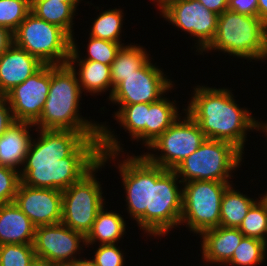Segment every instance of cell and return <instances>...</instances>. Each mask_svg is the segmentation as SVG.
Returning a JSON list of instances; mask_svg holds the SVG:
<instances>
[{"instance_id":"obj_13","label":"cell","mask_w":267,"mask_h":266,"mask_svg":"<svg viewBox=\"0 0 267 266\" xmlns=\"http://www.w3.org/2000/svg\"><path fill=\"white\" fill-rule=\"evenodd\" d=\"M162 17L182 31L197 38L196 49L203 50L212 42L217 30L218 14L197 0H177L161 11ZM199 47V48H198Z\"/></svg>"},{"instance_id":"obj_36","label":"cell","mask_w":267,"mask_h":266,"mask_svg":"<svg viewBox=\"0 0 267 266\" xmlns=\"http://www.w3.org/2000/svg\"><path fill=\"white\" fill-rule=\"evenodd\" d=\"M228 10L258 17V0H228Z\"/></svg>"},{"instance_id":"obj_6","label":"cell","mask_w":267,"mask_h":266,"mask_svg":"<svg viewBox=\"0 0 267 266\" xmlns=\"http://www.w3.org/2000/svg\"><path fill=\"white\" fill-rule=\"evenodd\" d=\"M178 179L174 170L151 163L150 210L136 221L144 233L165 236L172 228L180 226L183 189L177 185L178 182L182 184Z\"/></svg>"},{"instance_id":"obj_14","label":"cell","mask_w":267,"mask_h":266,"mask_svg":"<svg viewBox=\"0 0 267 266\" xmlns=\"http://www.w3.org/2000/svg\"><path fill=\"white\" fill-rule=\"evenodd\" d=\"M50 78L51 65H43L6 94L15 121L35 124L39 120L49 93Z\"/></svg>"},{"instance_id":"obj_15","label":"cell","mask_w":267,"mask_h":266,"mask_svg":"<svg viewBox=\"0 0 267 266\" xmlns=\"http://www.w3.org/2000/svg\"><path fill=\"white\" fill-rule=\"evenodd\" d=\"M132 156L119 161L117 169L127 195V212L137 221L150 210L151 162L144 155Z\"/></svg>"},{"instance_id":"obj_4","label":"cell","mask_w":267,"mask_h":266,"mask_svg":"<svg viewBox=\"0 0 267 266\" xmlns=\"http://www.w3.org/2000/svg\"><path fill=\"white\" fill-rule=\"evenodd\" d=\"M82 93L75 70L68 63L51 65L49 93L34 124L36 129L102 132L101 124L78 113Z\"/></svg>"},{"instance_id":"obj_12","label":"cell","mask_w":267,"mask_h":266,"mask_svg":"<svg viewBox=\"0 0 267 266\" xmlns=\"http://www.w3.org/2000/svg\"><path fill=\"white\" fill-rule=\"evenodd\" d=\"M81 243L86 247V237L63 223L35 228V256L50 265H68L77 260L76 255L83 247Z\"/></svg>"},{"instance_id":"obj_8","label":"cell","mask_w":267,"mask_h":266,"mask_svg":"<svg viewBox=\"0 0 267 266\" xmlns=\"http://www.w3.org/2000/svg\"><path fill=\"white\" fill-rule=\"evenodd\" d=\"M14 44L44 65H63L68 63L72 38L30 12L14 32Z\"/></svg>"},{"instance_id":"obj_45","label":"cell","mask_w":267,"mask_h":266,"mask_svg":"<svg viewBox=\"0 0 267 266\" xmlns=\"http://www.w3.org/2000/svg\"><path fill=\"white\" fill-rule=\"evenodd\" d=\"M51 1H61V2H80L81 0H51Z\"/></svg>"},{"instance_id":"obj_47","label":"cell","mask_w":267,"mask_h":266,"mask_svg":"<svg viewBox=\"0 0 267 266\" xmlns=\"http://www.w3.org/2000/svg\"><path fill=\"white\" fill-rule=\"evenodd\" d=\"M50 266H69V265L57 264V265H50Z\"/></svg>"},{"instance_id":"obj_43","label":"cell","mask_w":267,"mask_h":266,"mask_svg":"<svg viewBox=\"0 0 267 266\" xmlns=\"http://www.w3.org/2000/svg\"><path fill=\"white\" fill-rule=\"evenodd\" d=\"M29 266H50V264L42 259L36 258L30 263Z\"/></svg>"},{"instance_id":"obj_32","label":"cell","mask_w":267,"mask_h":266,"mask_svg":"<svg viewBox=\"0 0 267 266\" xmlns=\"http://www.w3.org/2000/svg\"><path fill=\"white\" fill-rule=\"evenodd\" d=\"M31 12V0H0V26L13 33Z\"/></svg>"},{"instance_id":"obj_37","label":"cell","mask_w":267,"mask_h":266,"mask_svg":"<svg viewBox=\"0 0 267 266\" xmlns=\"http://www.w3.org/2000/svg\"><path fill=\"white\" fill-rule=\"evenodd\" d=\"M14 117L6 95L0 94V136L14 123Z\"/></svg>"},{"instance_id":"obj_33","label":"cell","mask_w":267,"mask_h":266,"mask_svg":"<svg viewBox=\"0 0 267 266\" xmlns=\"http://www.w3.org/2000/svg\"><path fill=\"white\" fill-rule=\"evenodd\" d=\"M34 259L33 244L0 245V266H29Z\"/></svg>"},{"instance_id":"obj_5","label":"cell","mask_w":267,"mask_h":266,"mask_svg":"<svg viewBox=\"0 0 267 266\" xmlns=\"http://www.w3.org/2000/svg\"><path fill=\"white\" fill-rule=\"evenodd\" d=\"M209 50L247 60H266L267 25L257 16L225 10L218 16L214 39L203 51Z\"/></svg>"},{"instance_id":"obj_27","label":"cell","mask_w":267,"mask_h":266,"mask_svg":"<svg viewBox=\"0 0 267 266\" xmlns=\"http://www.w3.org/2000/svg\"><path fill=\"white\" fill-rule=\"evenodd\" d=\"M149 103L119 104L118 111L114 114L119 125L129 131L133 140L143 141L146 146V122Z\"/></svg>"},{"instance_id":"obj_24","label":"cell","mask_w":267,"mask_h":266,"mask_svg":"<svg viewBox=\"0 0 267 266\" xmlns=\"http://www.w3.org/2000/svg\"><path fill=\"white\" fill-rule=\"evenodd\" d=\"M178 108L173 101L161 97L158 101L149 103L146 122V146L148 147L179 117Z\"/></svg>"},{"instance_id":"obj_38","label":"cell","mask_w":267,"mask_h":266,"mask_svg":"<svg viewBox=\"0 0 267 266\" xmlns=\"http://www.w3.org/2000/svg\"><path fill=\"white\" fill-rule=\"evenodd\" d=\"M14 44V33L0 26V56Z\"/></svg>"},{"instance_id":"obj_11","label":"cell","mask_w":267,"mask_h":266,"mask_svg":"<svg viewBox=\"0 0 267 266\" xmlns=\"http://www.w3.org/2000/svg\"><path fill=\"white\" fill-rule=\"evenodd\" d=\"M149 60L114 88L109 99L117 104L153 103L173 88V83ZM163 95V96H162Z\"/></svg>"},{"instance_id":"obj_28","label":"cell","mask_w":267,"mask_h":266,"mask_svg":"<svg viewBox=\"0 0 267 266\" xmlns=\"http://www.w3.org/2000/svg\"><path fill=\"white\" fill-rule=\"evenodd\" d=\"M75 38H72V49L70 52L69 60H91L97 61L105 65H111L114 61L118 51L124 44L116 43L108 40H103L95 37H89L87 44V53L84 59L80 58V51L75 43ZM79 51V52H78Z\"/></svg>"},{"instance_id":"obj_10","label":"cell","mask_w":267,"mask_h":266,"mask_svg":"<svg viewBox=\"0 0 267 266\" xmlns=\"http://www.w3.org/2000/svg\"><path fill=\"white\" fill-rule=\"evenodd\" d=\"M186 117L181 116L148 147L160 155L144 153L143 155L153 164L164 169L174 170L178 164L196 151L206 139L203 131L186 112ZM161 150V151H160Z\"/></svg>"},{"instance_id":"obj_26","label":"cell","mask_w":267,"mask_h":266,"mask_svg":"<svg viewBox=\"0 0 267 266\" xmlns=\"http://www.w3.org/2000/svg\"><path fill=\"white\" fill-rule=\"evenodd\" d=\"M257 200L235 190L230 184L222 197L219 226L239 228L248 210Z\"/></svg>"},{"instance_id":"obj_3","label":"cell","mask_w":267,"mask_h":266,"mask_svg":"<svg viewBox=\"0 0 267 266\" xmlns=\"http://www.w3.org/2000/svg\"><path fill=\"white\" fill-rule=\"evenodd\" d=\"M101 126L100 162L80 181L62 191L61 223L85 237L91 231L97 213L105 205L101 185L94 172L101 169L108 160L112 161L120 152H124L120 141L111 129H108V125L101 123Z\"/></svg>"},{"instance_id":"obj_2","label":"cell","mask_w":267,"mask_h":266,"mask_svg":"<svg viewBox=\"0 0 267 266\" xmlns=\"http://www.w3.org/2000/svg\"><path fill=\"white\" fill-rule=\"evenodd\" d=\"M193 92L184 111L199 124L206 139L229 142L243 153L246 132L259 131L260 121L247 108H240L227 88L197 85Z\"/></svg>"},{"instance_id":"obj_17","label":"cell","mask_w":267,"mask_h":266,"mask_svg":"<svg viewBox=\"0 0 267 266\" xmlns=\"http://www.w3.org/2000/svg\"><path fill=\"white\" fill-rule=\"evenodd\" d=\"M43 65L36 57L13 44L0 56V94L6 95Z\"/></svg>"},{"instance_id":"obj_44","label":"cell","mask_w":267,"mask_h":266,"mask_svg":"<svg viewBox=\"0 0 267 266\" xmlns=\"http://www.w3.org/2000/svg\"><path fill=\"white\" fill-rule=\"evenodd\" d=\"M259 129H261L267 136V122L265 124H264V122L260 123L259 124Z\"/></svg>"},{"instance_id":"obj_16","label":"cell","mask_w":267,"mask_h":266,"mask_svg":"<svg viewBox=\"0 0 267 266\" xmlns=\"http://www.w3.org/2000/svg\"><path fill=\"white\" fill-rule=\"evenodd\" d=\"M14 202L35 227L61 223V190L33 188L20 182Z\"/></svg>"},{"instance_id":"obj_42","label":"cell","mask_w":267,"mask_h":266,"mask_svg":"<svg viewBox=\"0 0 267 266\" xmlns=\"http://www.w3.org/2000/svg\"><path fill=\"white\" fill-rule=\"evenodd\" d=\"M154 2H157V6L160 9V12L166 8L170 3L175 2L177 0H153Z\"/></svg>"},{"instance_id":"obj_46","label":"cell","mask_w":267,"mask_h":266,"mask_svg":"<svg viewBox=\"0 0 267 266\" xmlns=\"http://www.w3.org/2000/svg\"><path fill=\"white\" fill-rule=\"evenodd\" d=\"M259 198H261L267 204V192L265 193V195L260 196Z\"/></svg>"},{"instance_id":"obj_7","label":"cell","mask_w":267,"mask_h":266,"mask_svg":"<svg viewBox=\"0 0 267 266\" xmlns=\"http://www.w3.org/2000/svg\"><path fill=\"white\" fill-rule=\"evenodd\" d=\"M243 154L229 142L205 139L174 171L181 183L198 180L230 182L232 171L241 166Z\"/></svg>"},{"instance_id":"obj_39","label":"cell","mask_w":267,"mask_h":266,"mask_svg":"<svg viewBox=\"0 0 267 266\" xmlns=\"http://www.w3.org/2000/svg\"><path fill=\"white\" fill-rule=\"evenodd\" d=\"M200 1L208 10L220 15L228 10V0H197Z\"/></svg>"},{"instance_id":"obj_18","label":"cell","mask_w":267,"mask_h":266,"mask_svg":"<svg viewBox=\"0 0 267 266\" xmlns=\"http://www.w3.org/2000/svg\"><path fill=\"white\" fill-rule=\"evenodd\" d=\"M202 259L206 263L226 265L240 244L243 233L238 228L218 226L201 234Z\"/></svg>"},{"instance_id":"obj_40","label":"cell","mask_w":267,"mask_h":266,"mask_svg":"<svg viewBox=\"0 0 267 266\" xmlns=\"http://www.w3.org/2000/svg\"><path fill=\"white\" fill-rule=\"evenodd\" d=\"M258 17L267 25V0H258Z\"/></svg>"},{"instance_id":"obj_21","label":"cell","mask_w":267,"mask_h":266,"mask_svg":"<svg viewBox=\"0 0 267 266\" xmlns=\"http://www.w3.org/2000/svg\"><path fill=\"white\" fill-rule=\"evenodd\" d=\"M80 67L76 71L75 64ZM68 64L75 70L81 91L90 95L106 92L110 89L109 98L113 92L110 65L91 60H68ZM92 93V94H91Z\"/></svg>"},{"instance_id":"obj_23","label":"cell","mask_w":267,"mask_h":266,"mask_svg":"<svg viewBox=\"0 0 267 266\" xmlns=\"http://www.w3.org/2000/svg\"><path fill=\"white\" fill-rule=\"evenodd\" d=\"M79 2L31 0V12L38 18L62 28L73 38V19Z\"/></svg>"},{"instance_id":"obj_29","label":"cell","mask_w":267,"mask_h":266,"mask_svg":"<svg viewBox=\"0 0 267 266\" xmlns=\"http://www.w3.org/2000/svg\"><path fill=\"white\" fill-rule=\"evenodd\" d=\"M94 20L91 37L121 43L123 12L120 9L105 10Z\"/></svg>"},{"instance_id":"obj_1","label":"cell","mask_w":267,"mask_h":266,"mask_svg":"<svg viewBox=\"0 0 267 266\" xmlns=\"http://www.w3.org/2000/svg\"><path fill=\"white\" fill-rule=\"evenodd\" d=\"M20 171L21 183L65 190L89 173L101 158L102 132L37 129Z\"/></svg>"},{"instance_id":"obj_35","label":"cell","mask_w":267,"mask_h":266,"mask_svg":"<svg viewBox=\"0 0 267 266\" xmlns=\"http://www.w3.org/2000/svg\"><path fill=\"white\" fill-rule=\"evenodd\" d=\"M98 246L92 259L97 266H124V255L116 244Z\"/></svg>"},{"instance_id":"obj_9","label":"cell","mask_w":267,"mask_h":266,"mask_svg":"<svg viewBox=\"0 0 267 266\" xmlns=\"http://www.w3.org/2000/svg\"><path fill=\"white\" fill-rule=\"evenodd\" d=\"M230 184L205 180L183 183L180 225L185 223L190 231L199 235L218 227L222 197Z\"/></svg>"},{"instance_id":"obj_41","label":"cell","mask_w":267,"mask_h":266,"mask_svg":"<svg viewBox=\"0 0 267 266\" xmlns=\"http://www.w3.org/2000/svg\"><path fill=\"white\" fill-rule=\"evenodd\" d=\"M69 266H97L91 259H83L82 257L68 264Z\"/></svg>"},{"instance_id":"obj_34","label":"cell","mask_w":267,"mask_h":266,"mask_svg":"<svg viewBox=\"0 0 267 266\" xmlns=\"http://www.w3.org/2000/svg\"><path fill=\"white\" fill-rule=\"evenodd\" d=\"M20 182L19 171L0 165V206L14 202Z\"/></svg>"},{"instance_id":"obj_22","label":"cell","mask_w":267,"mask_h":266,"mask_svg":"<svg viewBox=\"0 0 267 266\" xmlns=\"http://www.w3.org/2000/svg\"><path fill=\"white\" fill-rule=\"evenodd\" d=\"M104 208L103 206L97 213L92 229L86 236V246L95 242L100 245L116 244L126 232V221L122 215L112 210L108 212Z\"/></svg>"},{"instance_id":"obj_30","label":"cell","mask_w":267,"mask_h":266,"mask_svg":"<svg viewBox=\"0 0 267 266\" xmlns=\"http://www.w3.org/2000/svg\"><path fill=\"white\" fill-rule=\"evenodd\" d=\"M267 251L266 242L244 236L234 250L231 260L226 264L232 266H255L263 263Z\"/></svg>"},{"instance_id":"obj_20","label":"cell","mask_w":267,"mask_h":266,"mask_svg":"<svg viewBox=\"0 0 267 266\" xmlns=\"http://www.w3.org/2000/svg\"><path fill=\"white\" fill-rule=\"evenodd\" d=\"M35 228L15 202L0 206V245L33 244Z\"/></svg>"},{"instance_id":"obj_25","label":"cell","mask_w":267,"mask_h":266,"mask_svg":"<svg viewBox=\"0 0 267 266\" xmlns=\"http://www.w3.org/2000/svg\"><path fill=\"white\" fill-rule=\"evenodd\" d=\"M150 60L149 54L142 46H122L110 65L112 89L125 77L142 68Z\"/></svg>"},{"instance_id":"obj_31","label":"cell","mask_w":267,"mask_h":266,"mask_svg":"<svg viewBox=\"0 0 267 266\" xmlns=\"http://www.w3.org/2000/svg\"><path fill=\"white\" fill-rule=\"evenodd\" d=\"M244 236L266 242L267 240V204L260 198L248 210L238 228Z\"/></svg>"},{"instance_id":"obj_19","label":"cell","mask_w":267,"mask_h":266,"mask_svg":"<svg viewBox=\"0 0 267 266\" xmlns=\"http://www.w3.org/2000/svg\"><path fill=\"white\" fill-rule=\"evenodd\" d=\"M34 124L14 121L0 136V165L21 171L30 148L32 137L29 128ZM22 165V166H21ZM17 168V169H16Z\"/></svg>"}]
</instances>
